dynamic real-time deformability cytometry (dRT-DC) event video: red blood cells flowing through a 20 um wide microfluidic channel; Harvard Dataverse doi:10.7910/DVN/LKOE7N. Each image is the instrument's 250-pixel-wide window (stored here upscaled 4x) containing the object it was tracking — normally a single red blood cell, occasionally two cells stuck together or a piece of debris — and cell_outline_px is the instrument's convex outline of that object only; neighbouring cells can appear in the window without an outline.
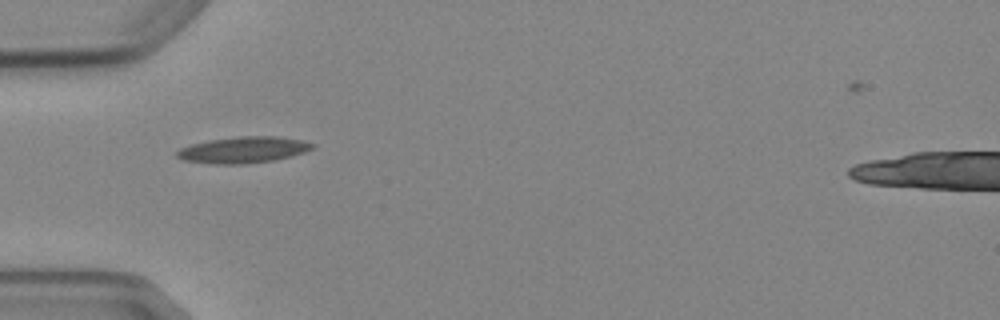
{"species": "Egyptian fruit bat (a non-hibernating species)", "species_latin": "Rousettus aegyptiacus", "temperature_condition": "cold", "stored_images_in_passage": 6, "camera_frame_rate_fps": 3000, "um_per_image_px": 0.085, "animal": {"sex": "female"}, "frame": {"image": 1, "passage_image": 1, "time_ms": 0.0, "image_size_px": [1000, 320], "cell_outline_px": [[316, 144], [312, 148], [304, 152], [292, 156], [272, 160], [240, 164], [216, 164], [184, 160], [176, 156], [176, 152], [180, 148], [192, 144], [208, 140], [240, 136], [276, 136], [304, 140]], "centroid_in_image_um": [20.7, 12.72], "position_along_channel_um": 64.3, "area_um2": 20.63}}
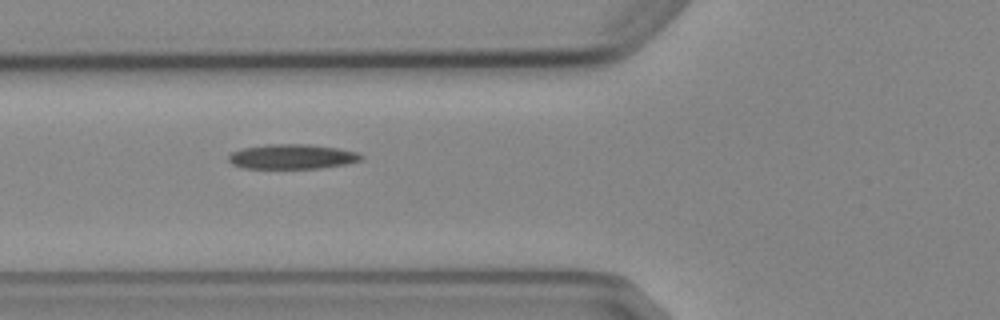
{"frame": {"image": 2, "passage_image": 2, "time_ms": 1.0, "image_size_px": [1000, 320], "cell_outline_px": [[364, 156], [360, 160], [344, 164], [320, 168], [244, 168], [232, 164], [228, 160], [228, 156], [232, 152], [244, 148], [268, 144], [308, 144], [336, 148], [356, 152]], "centroid_in_image_um": [24.8, 13.31], "position_along_channel_um": 101.0, "area_um2": 18.9}}